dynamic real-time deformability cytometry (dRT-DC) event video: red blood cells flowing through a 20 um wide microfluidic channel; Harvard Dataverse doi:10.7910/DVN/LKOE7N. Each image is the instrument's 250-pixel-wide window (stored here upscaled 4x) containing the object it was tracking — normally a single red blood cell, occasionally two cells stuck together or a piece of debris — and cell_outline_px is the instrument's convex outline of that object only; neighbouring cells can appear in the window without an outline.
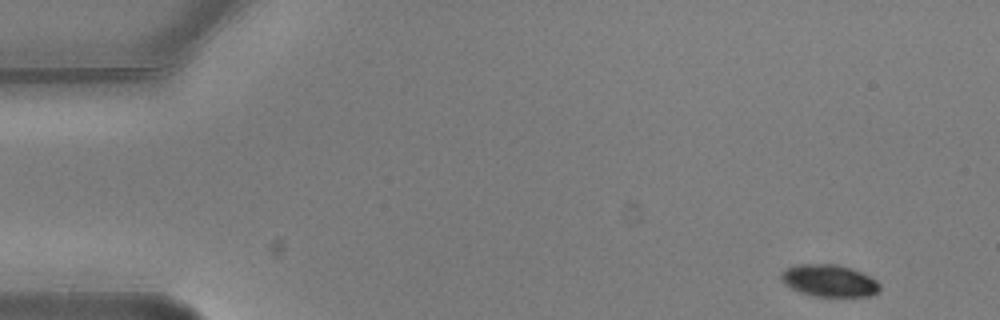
{"species": "common noctule bat (a hibernating species)", "species_latin": "Nyctalus noctula", "temperature_condition": "warm", "stored_images_in_passage": 4, "camera_frame_rate_fps": 3000, "um_per_image_px": 0.085, "animal": {"sex": "male", "body_mass_g": 20.5, "forearm_length_mm": 52.5}, "frame": {"image": 1, "passage_image": 1, "time_ms": 0.0, "image_size_px": [1000, 320], "cell_outline_px": [[880, 288], [872, 296], [812, 296], [800, 292], [784, 284], [780, 280], [780, 272], [796, 264], [836, 264], [852, 268], [876, 280], [880, 284]], "centroid_in_image_um": [70.45, 23.85], "position_along_channel_um": 14.6, "area_um2": 18.44}}
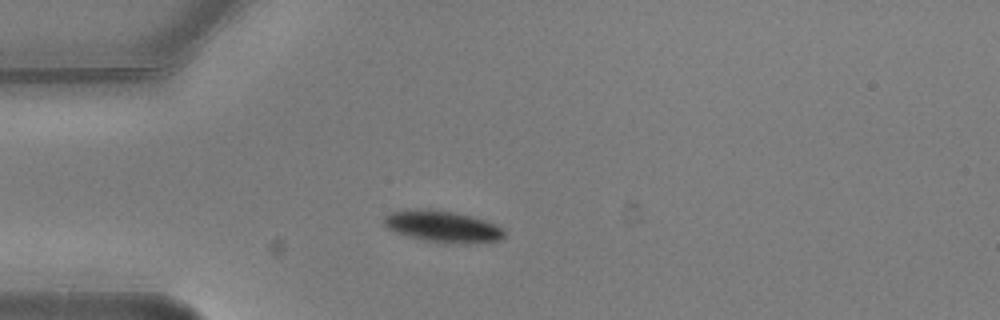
{"frame": {"image": 2, "passage_image": 4, "time_ms": 1.0, "image_size_px": [1000, 320], "cell_outline_px": [[504, 236], [500, 240], [424, 240], [408, 236], [396, 232], [388, 228], [384, 224], [384, 216], [392, 212], [428, 208], [456, 212], [472, 216], [496, 224], [504, 228]], "centroid_in_image_um": [37.58, 19.18], "position_along_channel_um": 47.4, "area_um2": 20.87}}